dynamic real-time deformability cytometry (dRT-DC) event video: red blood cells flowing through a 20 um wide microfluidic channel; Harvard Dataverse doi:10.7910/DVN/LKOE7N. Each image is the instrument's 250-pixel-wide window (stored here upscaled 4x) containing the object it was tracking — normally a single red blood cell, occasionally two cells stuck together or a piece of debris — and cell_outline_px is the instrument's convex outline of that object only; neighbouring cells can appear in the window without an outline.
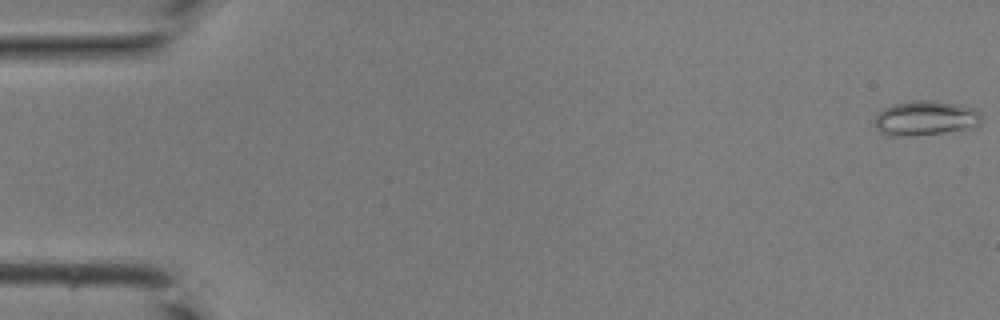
{"species": "common noctule bat (a hibernating species)", "species_latin": "Nyctalus noctula", "temperature_condition": "room temperature", "stored_images_in_passage": 42, "camera_frame_rate_fps": 3000, "um_per_image_px": 0.085, "animal": {"sex": "male", "body_mass_g": 19.0, "forearm_length_mm": 50.8}, "frame": {"image": 1, "passage_image": 1, "time_ms": 0.0, "image_size_px": [1000, 320], "cell_outline_px": [[980, 124], [976, 128], [944, 132], [900, 136], [888, 136], [880, 132], [876, 128], [876, 116], [884, 108], [892, 104], [916, 100], [936, 100], [960, 104], [976, 108], [980, 112]], "centroid_in_image_um": [78.72, 10.03], "position_along_channel_um": 6.3, "area_um2": 21.73}}
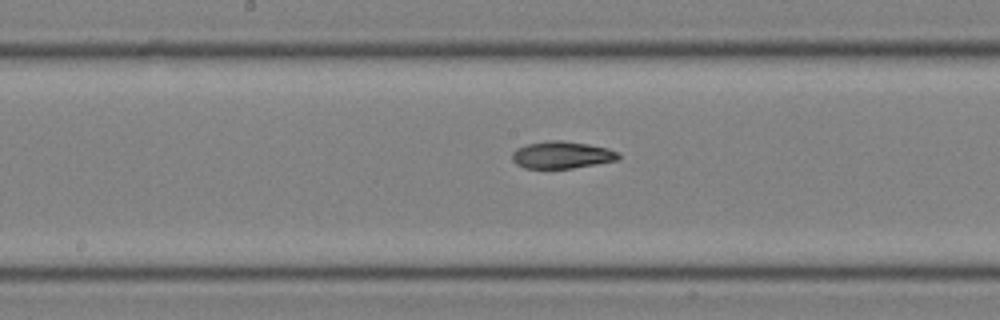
{"frame": {"image": 2, "passage_image": 22, "time_ms": 7.0, "image_size_px": [1000, 320], "cell_outline_px": [[620, 160], [572, 168], [524, 168], [516, 164], [512, 160], [512, 152], [516, 148], [528, 144], [552, 140], [560, 140], [588, 144], [608, 148], [616, 152], [620, 156]], "centroid_in_image_um": [47.75, 13.17], "position_along_channel_um": 200.5, "area_um2": 16.76}}
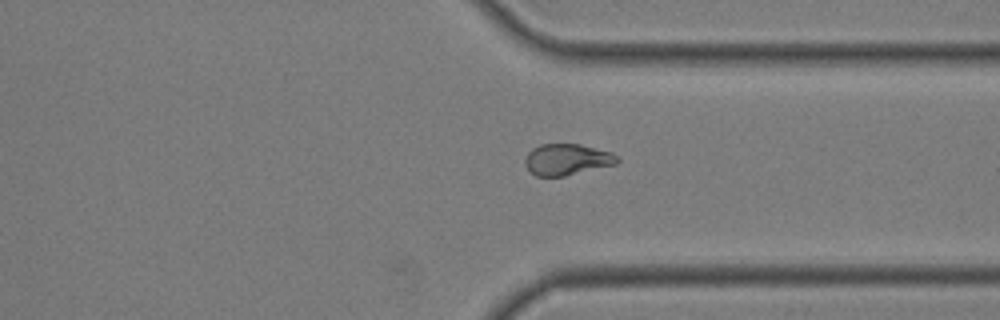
{"frame": {"image": 3, "passage_image": 32, "time_ms": 10.333, "image_size_px": [1000, 320], "cell_outline_px": [[620, 160], [616, 164], [564, 176], [536, 176], [524, 164], [524, 160], [528, 152], [532, 148], [540, 144], [580, 144], [612, 152], [620, 156]], "centroid_in_image_um": [48.21, 13.54], "position_along_channel_um": 363.2, "area_um2": 16.88}}